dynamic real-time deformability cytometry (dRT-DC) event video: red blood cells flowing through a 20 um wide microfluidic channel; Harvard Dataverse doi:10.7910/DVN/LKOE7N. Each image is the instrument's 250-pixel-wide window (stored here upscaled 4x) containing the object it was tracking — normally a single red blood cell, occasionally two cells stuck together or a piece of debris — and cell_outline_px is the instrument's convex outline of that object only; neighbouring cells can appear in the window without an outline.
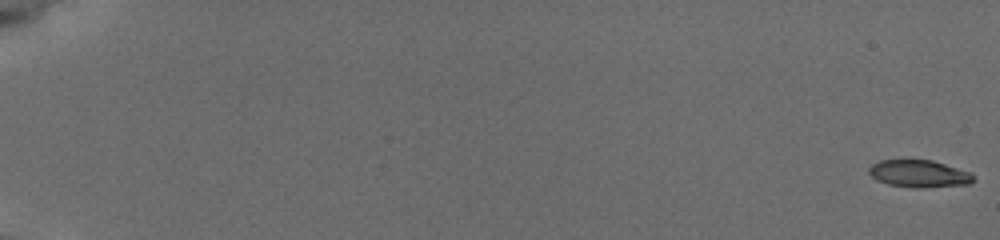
{"species": "common noctule bat (a hibernating species)", "species_latin": "Nyctalus noctula", "temperature_condition": "cold", "stored_images_in_passage": 14, "camera_frame_rate_fps": 3000, "um_per_image_px": 0.085, "animal": {"sex": "female", "body_mass_g": 19.5, "forearm_length_mm": 54.1}, "frame": {"image": 1, "passage_image": 1, "time_ms": 0.0, "image_size_px": [1000, 240], "cell_outline_px": [[976, 176], [968, 184], [888, 184], [872, 176], [868, 172], [868, 168], [872, 164], [880, 160], [932, 160], [972, 172]], "centroid_in_image_um": [78.11, 14.68], "position_along_channel_um": 6.9, "area_um2": 15.32}}
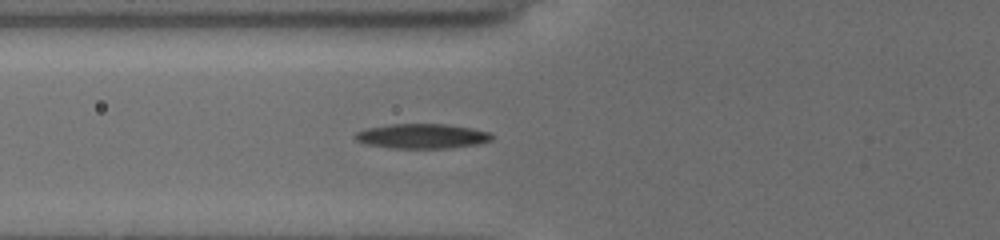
{"frame": {"image": 2, "passage_image": 12, "time_ms": 7.667, "image_size_px": [1000, 240], "cell_outline_px": [[492, 140], [476, 144], [448, 148], [396, 148], [368, 144], [356, 140], [352, 136], [356, 132], [368, 128], [392, 124], [444, 124], [468, 128], [488, 132], [492, 136]], "centroid_in_image_um": [35.84, 11.57], "position_along_channel_um": 90.0, "area_um2": 19.31}}
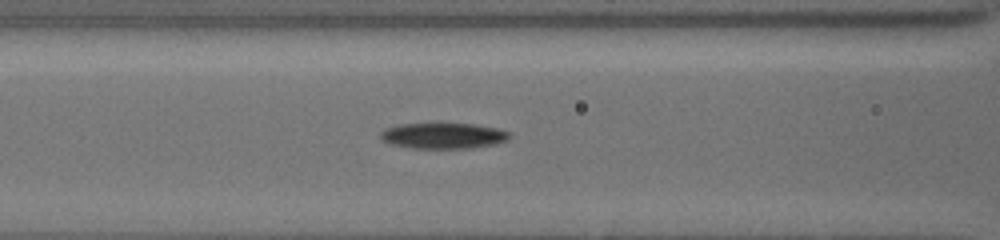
{"frame": {"image": 3, "passage_image": 14, "time_ms": 8.667, "image_size_px": [1000, 240], "cell_outline_px": [[508, 140], [496, 144], [472, 148], [412, 148], [388, 144], [380, 136], [380, 132], [384, 128], [400, 124], [472, 124], [496, 128], [508, 132]], "centroid_in_image_um": [37.64, 11.55], "position_along_channel_um": 129.0, "area_um2": 19.25}}